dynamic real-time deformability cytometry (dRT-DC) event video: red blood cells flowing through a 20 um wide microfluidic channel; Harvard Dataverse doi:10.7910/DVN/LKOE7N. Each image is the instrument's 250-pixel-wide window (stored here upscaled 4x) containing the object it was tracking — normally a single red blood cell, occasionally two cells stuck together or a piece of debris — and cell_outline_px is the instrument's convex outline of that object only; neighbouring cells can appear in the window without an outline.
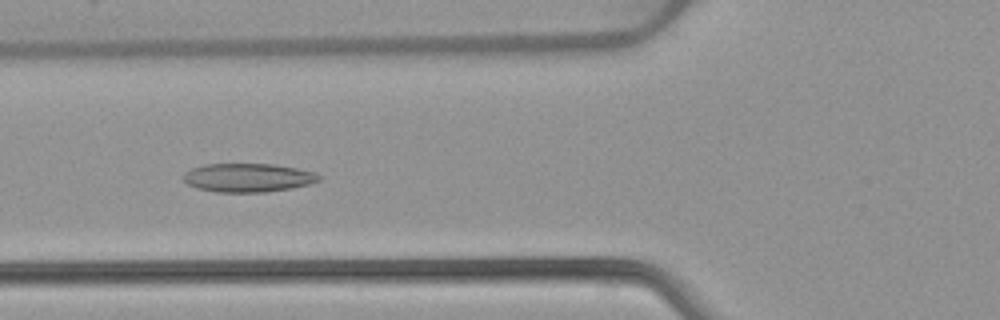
{"species": "common noctule bat (a hibernating species)", "species_latin": "Nyctalus noctula", "temperature_condition": "warm", "stored_images_in_passage": 53, "camera_frame_rate_fps": 3000, "um_per_image_px": 0.085, "animal": {"sex": "female", "body_mass_g": 22.7, "forearm_length_mm": 54.2}, "frame": {"image": 1, "passage_image": 20, "time_ms": 6.333, "image_size_px": [1000, 320], "cell_outline_px": [[320, 180], [308, 184], [292, 188], [264, 192], [216, 192], [196, 188], [188, 184], [184, 180], [184, 172], [192, 168], [204, 164], [272, 164], [296, 168], [316, 172], [320, 176]], "centroid_in_image_um": [21.07, 15.1], "position_along_channel_um": 104.7, "area_um2": 22.6}}
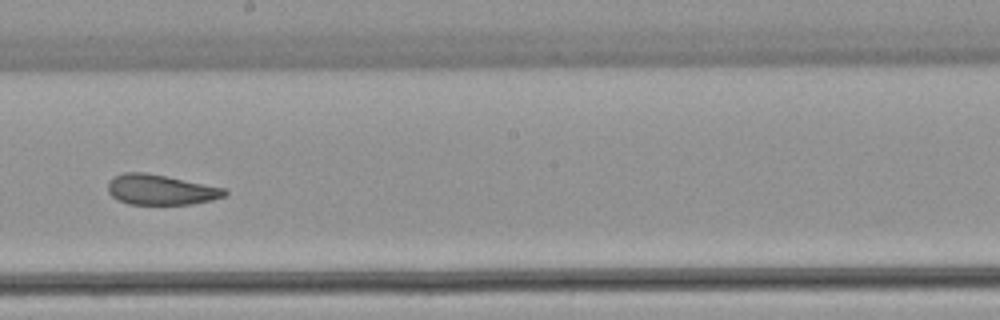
{"frame": {"image": 2, "passage_image": 30, "time_ms": 9.667, "image_size_px": [1000, 320], "cell_outline_px": [[228, 192], [224, 196], [212, 200], [192, 204], [128, 204], [116, 200], [108, 192], [108, 180], [124, 172], [144, 172], [224, 188]], "centroid_in_image_um": [13.61, 16.13], "position_along_channel_um": 234.6, "area_um2": 20.4}}
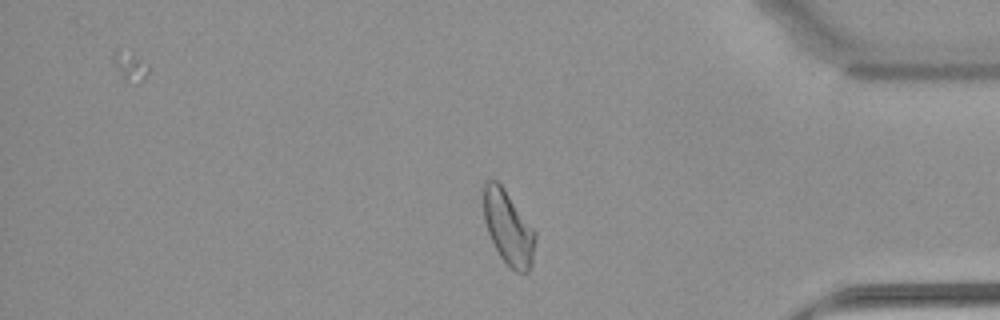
{"frame": {"image": 3, "passage_image": 44, "time_ms": 14.333, "image_size_px": [1000, 320], "cell_outline_px": [[536, 236], [532, 264], [528, 272], [516, 272], [500, 256], [488, 232], [484, 220], [484, 180], [496, 180], [500, 184], [536, 232]], "centroid_in_image_um": [43.21, 19.37], "position_along_channel_um": 392.0, "area_um2": 21.79}, "authors_computed_cell_mechanics": {"area_um2": 23.0044, "velocity_mm_per_s": 3.895, "shape_relaxation_time_tau1_ms": null, "shape_relaxation_time_tau2_ms": 2.755, "deformation_change_tau1": null, "deformation_change_tau2": 0.0948}}